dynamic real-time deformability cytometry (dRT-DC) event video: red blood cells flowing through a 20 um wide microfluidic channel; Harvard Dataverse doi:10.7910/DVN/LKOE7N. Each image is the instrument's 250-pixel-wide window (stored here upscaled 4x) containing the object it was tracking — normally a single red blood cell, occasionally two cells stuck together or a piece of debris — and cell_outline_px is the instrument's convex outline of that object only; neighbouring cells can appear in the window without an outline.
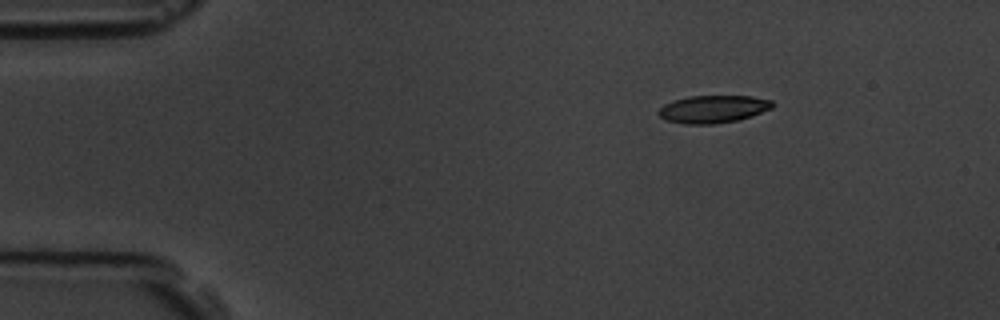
{"species": "common noctule bat (a hibernating species)", "species_latin": "Nyctalus noctula", "temperature_condition": "room temperature", "stored_images_in_passage": 13, "camera_frame_rate_fps": 3000, "um_per_image_px": 0.085, "animal": {"sex": "male", "body_mass_g": 19.5, "forearm_length_mm": 54.6}, "frame": {"image": 1, "passage_image": 1, "time_ms": 0.0, "image_size_px": [1000, 320], "cell_outline_px": [[776, 104], [772, 108], [752, 116], [736, 120], [716, 124], [684, 124], [664, 120], [656, 112], [664, 104], [672, 100], [688, 96], [752, 96], [772, 100]], "centroid_in_image_um": [60.6, 9.27], "position_along_channel_um": 24.4, "area_um2": 18.55}}
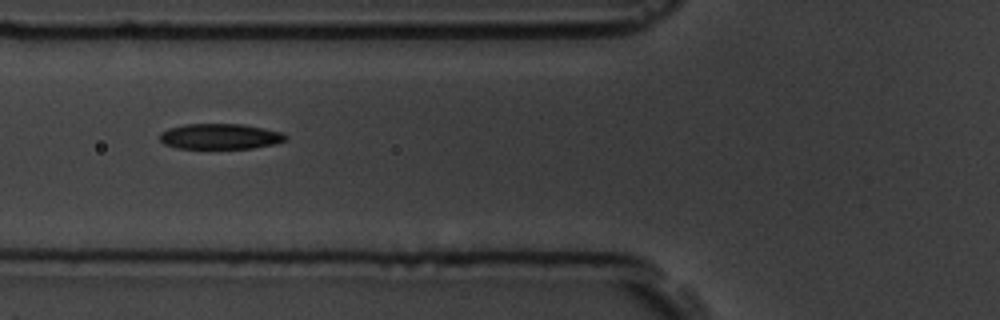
{"frame": {"image": 2, "passage_image": 4, "time_ms": 4.333, "image_size_px": [1000, 320], "cell_outline_px": [[288, 140], [272, 144], [252, 148], [176, 148], [164, 144], [160, 140], [160, 132], [168, 128], [184, 124], [244, 124], [284, 132], [288, 136]], "centroid_in_image_um": [18.72, 11.59], "position_along_channel_um": 107.1, "area_um2": 18.84}}
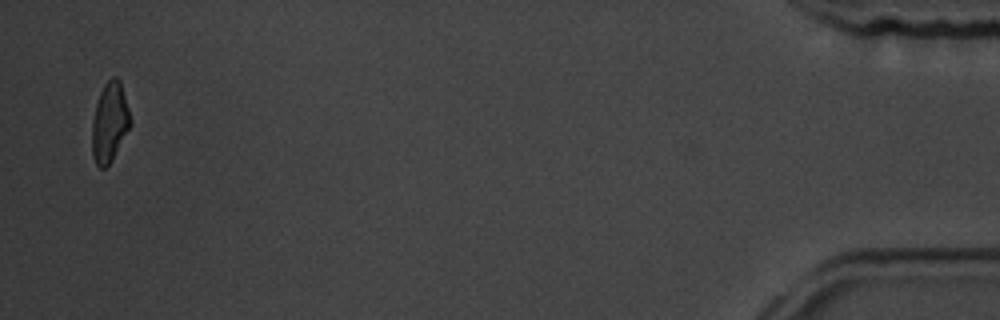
{"frame": {"image": 3, "passage_image": 13, "time_ms": 15.667, "image_size_px": [1000, 320], "cell_outline_px": [[132, 124], [112, 160], [104, 168], [100, 168], [96, 164], [92, 156], [92, 120], [96, 104], [100, 92], [104, 84], [112, 76], [116, 76], [120, 80], [132, 120]], "centroid_in_image_um": [9.33, 10.39], "position_along_channel_um": 425.9, "area_um2": 17.92}, "authors_computed_cell_mechanics": {"area_um2": 19.1318, "velocity_mm_per_s": 3.6086, "shape_relaxation_time_tau1_ms": 2.3295, "shape_relaxation_time_tau2_ms": 3.2077, "deformation_change_tau1": 0.1209, "deformation_change_tau2": 0.0863}}